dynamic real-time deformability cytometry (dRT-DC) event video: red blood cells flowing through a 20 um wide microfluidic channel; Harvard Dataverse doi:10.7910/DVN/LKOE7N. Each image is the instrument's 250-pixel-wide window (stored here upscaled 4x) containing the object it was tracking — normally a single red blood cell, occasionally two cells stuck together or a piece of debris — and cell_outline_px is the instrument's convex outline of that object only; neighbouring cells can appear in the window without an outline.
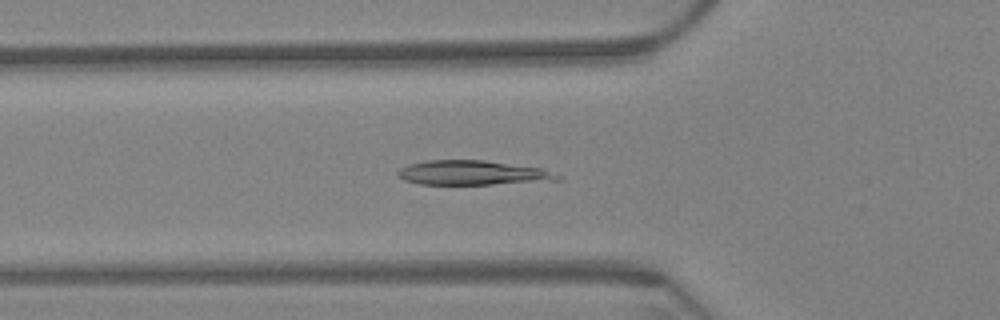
{"species": "Egyptian fruit bat (a non-hibernating species)", "species_latin": "Rousettus aegyptiacus", "temperature_condition": "warm", "stored_images_in_passage": 46, "camera_frame_rate_fps": 3000, "um_per_image_px": 0.085, "animal": {"sex": "female"}, "frame": {"image": 1, "passage_image": 10, "time_ms": 3.0, "image_size_px": [1000, 320], "cell_outline_px": [[564, 176], [560, 180], [492, 184], [420, 184], [404, 180], [396, 176], [396, 172], [400, 168], [408, 164], [428, 160], [484, 160], [544, 168]], "centroid_in_image_um": [40.19, 14.68], "position_along_channel_um": 85.6, "area_um2": 23.0}}
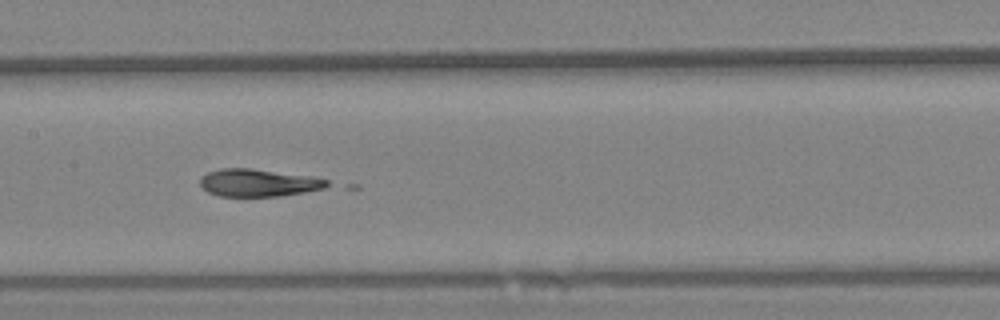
{"frame": {"image": 2, "passage_image": 19, "time_ms": 6.0, "image_size_px": [1000, 320], "cell_outline_px": [[336, 184], [324, 188], [304, 192], [280, 196], [220, 196], [208, 192], [200, 184], [200, 176], [208, 172], [220, 168], [252, 168], [316, 176], [328, 180]], "centroid_in_image_um": [22.04, 15.52], "position_along_channel_um": 185.4, "area_um2": 20.75}}
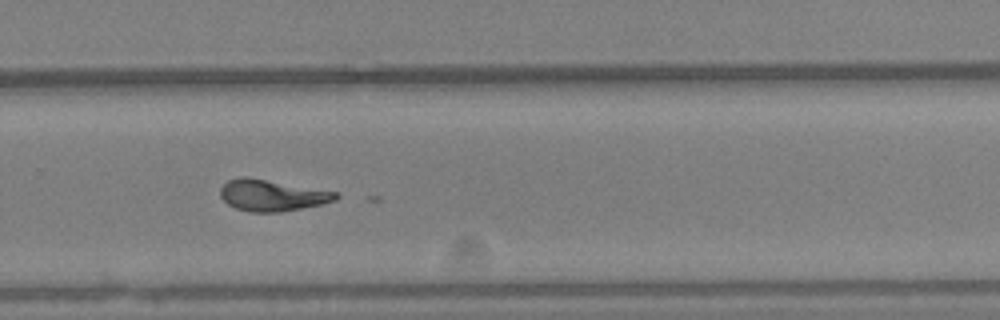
{"frame": {"image": 3, "passage_image": 30, "time_ms": 9.667, "image_size_px": [1000, 320], "cell_outline_px": [[340, 196], [336, 200], [320, 204], [280, 212], [248, 212], [236, 208], [228, 204], [220, 196], [220, 188], [228, 180], [264, 180], [336, 192]], "centroid_in_image_um": [23.13, 16.65], "position_along_channel_um": 306.7, "area_um2": 20.06}}